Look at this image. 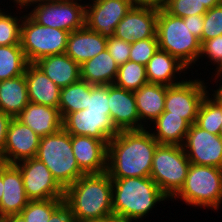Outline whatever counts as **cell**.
<instances>
[{
    "label": "cell",
    "mask_w": 222,
    "mask_h": 222,
    "mask_svg": "<svg viewBox=\"0 0 222 222\" xmlns=\"http://www.w3.org/2000/svg\"><path fill=\"white\" fill-rule=\"evenodd\" d=\"M146 129L121 130L109 141L106 172L111 179L150 177L159 143Z\"/></svg>",
    "instance_id": "obj_1"
},
{
    "label": "cell",
    "mask_w": 222,
    "mask_h": 222,
    "mask_svg": "<svg viewBox=\"0 0 222 222\" xmlns=\"http://www.w3.org/2000/svg\"><path fill=\"white\" fill-rule=\"evenodd\" d=\"M64 201L76 222L113 217L112 180L107 172L84 174L65 189Z\"/></svg>",
    "instance_id": "obj_2"
},
{
    "label": "cell",
    "mask_w": 222,
    "mask_h": 222,
    "mask_svg": "<svg viewBox=\"0 0 222 222\" xmlns=\"http://www.w3.org/2000/svg\"><path fill=\"white\" fill-rule=\"evenodd\" d=\"M111 180L113 216L120 222H138L148 216L156 204L170 200L150 177Z\"/></svg>",
    "instance_id": "obj_3"
},
{
    "label": "cell",
    "mask_w": 222,
    "mask_h": 222,
    "mask_svg": "<svg viewBox=\"0 0 222 222\" xmlns=\"http://www.w3.org/2000/svg\"><path fill=\"white\" fill-rule=\"evenodd\" d=\"M156 36L159 49L176 57L188 70L198 62L200 40L190 32L183 18L170 15L162 7L158 8Z\"/></svg>",
    "instance_id": "obj_4"
},
{
    "label": "cell",
    "mask_w": 222,
    "mask_h": 222,
    "mask_svg": "<svg viewBox=\"0 0 222 222\" xmlns=\"http://www.w3.org/2000/svg\"><path fill=\"white\" fill-rule=\"evenodd\" d=\"M36 158L64 189L84 175L73 154L71 135L64 128L40 138Z\"/></svg>",
    "instance_id": "obj_5"
},
{
    "label": "cell",
    "mask_w": 222,
    "mask_h": 222,
    "mask_svg": "<svg viewBox=\"0 0 222 222\" xmlns=\"http://www.w3.org/2000/svg\"><path fill=\"white\" fill-rule=\"evenodd\" d=\"M188 206L219 210L222 204V169L219 167L190 164L180 191L172 198Z\"/></svg>",
    "instance_id": "obj_6"
},
{
    "label": "cell",
    "mask_w": 222,
    "mask_h": 222,
    "mask_svg": "<svg viewBox=\"0 0 222 222\" xmlns=\"http://www.w3.org/2000/svg\"><path fill=\"white\" fill-rule=\"evenodd\" d=\"M190 164L182 146L159 144L154 153L150 178L172 200L182 188Z\"/></svg>",
    "instance_id": "obj_7"
},
{
    "label": "cell",
    "mask_w": 222,
    "mask_h": 222,
    "mask_svg": "<svg viewBox=\"0 0 222 222\" xmlns=\"http://www.w3.org/2000/svg\"><path fill=\"white\" fill-rule=\"evenodd\" d=\"M21 24L20 45L29 63L66 52L68 31L40 25L28 14Z\"/></svg>",
    "instance_id": "obj_8"
},
{
    "label": "cell",
    "mask_w": 222,
    "mask_h": 222,
    "mask_svg": "<svg viewBox=\"0 0 222 222\" xmlns=\"http://www.w3.org/2000/svg\"><path fill=\"white\" fill-rule=\"evenodd\" d=\"M78 1L82 0H49L27 14L40 25L73 32L85 26V5Z\"/></svg>",
    "instance_id": "obj_9"
},
{
    "label": "cell",
    "mask_w": 222,
    "mask_h": 222,
    "mask_svg": "<svg viewBox=\"0 0 222 222\" xmlns=\"http://www.w3.org/2000/svg\"><path fill=\"white\" fill-rule=\"evenodd\" d=\"M187 80L167 86L164 112L181 116L192 125L196 122L201 103L209 91L204 80L196 78Z\"/></svg>",
    "instance_id": "obj_10"
},
{
    "label": "cell",
    "mask_w": 222,
    "mask_h": 222,
    "mask_svg": "<svg viewBox=\"0 0 222 222\" xmlns=\"http://www.w3.org/2000/svg\"><path fill=\"white\" fill-rule=\"evenodd\" d=\"M21 172L25 193L30 201L64 198L65 189L45 164L36 157L14 164Z\"/></svg>",
    "instance_id": "obj_11"
},
{
    "label": "cell",
    "mask_w": 222,
    "mask_h": 222,
    "mask_svg": "<svg viewBox=\"0 0 222 222\" xmlns=\"http://www.w3.org/2000/svg\"><path fill=\"white\" fill-rule=\"evenodd\" d=\"M191 164L222 169V137L201 129L195 123L185 136L182 145Z\"/></svg>",
    "instance_id": "obj_12"
},
{
    "label": "cell",
    "mask_w": 222,
    "mask_h": 222,
    "mask_svg": "<svg viewBox=\"0 0 222 222\" xmlns=\"http://www.w3.org/2000/svg\"><path fill=\"white\" fill-rule=\"evenodd\" d=\"M85 4V26L108 38L115 34L117 24L134 6L130 0H91Z\"/></svg>",
    "instance_id": "obj_13"
},
{
    "label": "cell",
    "mask_w": 222,
    "mask_h": 222,
    "mask_svg": "<svg viewBox=\"0 0 222 222\" xmlns=\"http://www.w3.org/2000/svg\"><path fill=\"white\" fill-rule=\"evenodd\" d=\"M63 128L70 135H85L102 141H110L120 132L110 115L88 109L69 113L63 119Z\"/></svg>",
    "instance_id": "obj_14"
},
{
    "label": "cell",
    "mask_w": 222,
    "mask_h": 222,
    "mask_svg": "<svg viewBox=\"0 0 222 222\" xmlns=\"http://www.w3.org/2000/svg\"><path fill=\"white\" fill-rule=\"evenodd\" d=\"M40 138L30 127L17 118H12L3 151L0 153L1 163L16 164L36 157Z\"/></svg>",
    "instance_id": "obj_15"
},
{
    "label": "cell",
    "mask_w": 222,
    "mask_h": 222,
    "mask_svg": "<svg viewBox=\"0 0 222 222\" xmlns=\"http://www.w3.org/2000/svg\"><path fill=\"white\" fill-rule=\"evenodd\" d=\"M157 15V7L133 6L117 24L114 36L129 43L157 38Z\"/></svg>",
    "instance_id": "obj_16"
},
{
    "label": "cell",
    "mask_w": 222,
    "mask_h": 222,
    "mask_svg": "<svg viewBox=\"0 0 222 222\" xmlns=\"http://www.w3.org/2000/svg\"><path fill=\"white\" fill-rule=\"evenodd\" d=\"M109 141L85 135H71L73 154L84 174H100L107 171Z\"/></svg>",
    "instance_id": "obj_17"
},
{
    "label": "cell",
    "mask_w": 222,
    "mask_h": 222,
    "mask_svg": "<svg viewBox=\"0 0 222 222\" xmlns=\"http://www.w3.org/2000/svg\"><path fill=\"white\" fill-rule=\"evenodd\" d=\"M110 117L115 127L121 130H140V118L133 91L108 85Z\"/></svg>",
    "instance_id": "obj_18"
},
{
    "label": "cell",
    "mask_w": 222,
    "mask_h": 222,
    "mask_svg": "<svg viewBox=\"0 0 222 222\" xmlns=\"http://www.w3.org/2000/svg\"><path fill=\"white\" fill-rule=\"evenodd\" d=\"M3 195L0 200V218L9 214H20L30 201L20 170L14 164L3 163Z\"/></svg>",
    "instance_id": "obj_19"
},
{
    "label": "cell",
    "mask_w": 222,
    "mask_h": 222,
    "mask_svg": "<svg viewBox=\"0 0 222 222\" xmlns=\"http://www.w3.org/2000/svg\"><path fill=\"white\" fill-rule=\"evenodd\" d=\"M38 136L54 134L63 128V118L58 108L29 102L16 117Z\"/></svg>",
    "instance_id": "obj_20"
},
{
    "label": "cell",
    "mask_w": 222,
    "mask_h": 222,
    "mask_svg": "<svg viewBox=\"0 0 222 222\" xmlns=\"http://www.w3.org/2000/svg\"><path fill=\"white\" fill-rule=\"evenodd\" d=\"M29 102L58 108L60 90L40 68L29 63L25 70Z\"/></svg>",
    "instance_id": "obj_21"
},
{
    "label": "cell",
    "mask_w": 222,
    "mask_h": 222,
    "mask_svg": "<svg viewBox=\"0 0 222 222\" xmlns=\"http://www.w3.org/2000/svg\"><path fill=\"white\" fill-rule=\"evenodd\" d=\"M107 48V38L86 26L69 33L66 54L81 65Z\"/></svg>",
    "instance_id": "obj_22"
},
{
    "label": "cell",
    "mask_w": 222,
    "mask_h": 222,
    "mask_svg": "<svg viewBox=\"0 0 222 222\" xmlns=\"http://www.w3.org/2000/svg\"><path fill=\"white\" fill-rule=\"evenodd\" d=\"M187 69L176 57L158 49L146 65V77L151 84L173 86L184 81H178L176 74L181 78V73H186Z\"/></svg>",
    "instance_id": "obj_23"
},
{
    "label": "cell",
    "mask_w": 222,
    "mask_h": 222,
    "mask_svg": "<svg viewBox=\"0 0 222 222\" xmlns=\"http://www.w3.org/2000/svg\"><path fill=\"white\" fill-rule=\"evenodd\" d=\"M166 90L167 86L148 83L134 91L140 129L148 128V120L152 123L164 112Z\"/></svg>",
    "instance_id": "obj_24"
},
{
    "label": "cell",
    "mask_w": 222,
    "mask_h": 222,
    "mask_svg": "<svg viewBox=\"0 0 222 222\" xmlns=\"http://www.w3.org/2000/svg\"><path fill=\"white\" fill-rule=\"evenodd\" d=\"M34 64L61 89L81 79L80 65L66 53L43 57Z\"/></svg>",
    "instance_id": "obj_25"
},
{
    "label": "cell",
    "mask_w": 222,
    "mask_h": 222,
    "mask_svg": "<svg viewBox=\"0 0 222 222\" xmlns=\"http://www.w3.org/2000/svg\"><path fill=\"white\" fill-rule=\"evenodd\" d=\"M118 67L106 49L80 65V77L91 85H112L116 80Z\"/></svg>",
    "instance_id": "obj_26"
},
{
    "label": "cell",
    "mask_w": 222,
    "mask_h": 222,
    "mask_svg": "<svg viewBox=\"0 0 222 222\" xmlns=\"http://www.w3.org/2000/svg\"><path fill=\"white\" fill-rule=\"evenodd\" d=\"M29 103L25 75L0 81V111L16 118Z\"/></svg>",
    "instance_id": "obj_27"
},
{
    "label": "cell",
    "mask_w": 222,
    "mask_h": 222,
    "mask_svg": "<svg viewBox=\"0 0 222 222\" xmlns=\"http://www.w3.org/2000/svg\"><path fill=\"white\" fill-rule=\"evenodd\" d=\"M152 126L155 131L151 134L159 144L182 146L185 136L190 128V124L181 116L169 115V112H163ZM157 131V132H156Z\"/></svg>",
    "instance_id": "obj_28"
},
{
    "label": "cell",
    "mask_w": 222,
    "mask_h": 222,
    "mask_svg": "<svg viewBox=\"0 0 222 222\" xmlns=\"http://www.w3.org/2000/svg\"><path fill=\"white\" fill-rule=\"evenodd\" d=\"M28 64L21 45H0V81L23 75Z\"/></svg>",
    "instance_id": "obj_29"
},
{
    "label": "cell",
    "mask_w": 222,
    "mask_h": 222,
    "mask_svg": "<svg viewBox=\"0 0 222 222\" xmlns=\"http://www.w3.org/2000/svg\"><path fill=\"white\" fill-rule=\"evenodd\" d=\"M88 82L79 80L60 90L58 109L64 119L69 113L87 109Z\"/></svg>",
    "instance_id": "obj_30"
},
{
    "label": "cell",
    "mask_w": 222,
    "mask_h": 222,
    "mask_svg": "<svg viewBox=\"0 0 222 222\" xmlns=\"http://www.w3.org/2000/svg\"><path fill=\"white\" fill-rule=\"evenodd\" d=\"M148 83L146 66L132 61L119 65L115 86L134 92Z\"/></svg>",
    "instance_id": "obj_31"
},
{
    "label": "cell",
    "mask_w": 222,
    "mask_h": 222,
    "mask_svg": "<svg viewBox=\"0 0 222 222\" xmlns=\"http://www.w3.org/2000/svg\"><path fill=\"white\" fill-rule=\"evenodd\" d=\"M203 99L195 124L211 134L219 135L222 124V105L210 96Z\"/></svg>",
    "instance_id": "obj_32"
},
{
    "label": "cell",
    "mask_w": 222,
    "mask_h": 222,
    "mask_svg": "<svg viewBox=\"0 0 222 222\" xmlns=\"http://www.w3.org/2000/svg\"><path fill=\"white\" fill-rule=\"evenodd\" d=\"M64 198L29 201L20 215L25 222H48L51 215L64 203Z\"/></svg>",
    "instance_id": "obj_33"
},
{
    "label": "cell",
    "mask_w": 222,
    "mask_h": 222,
    "mask_svg": "<svg viewBox=\"0 0 222 222\" xmlns=\"http://www.w3.org/2000/svg\"><path fill=\"white\" fill-rule=\"evenodd\" d=\"M0 8V45H20L21 24L24 15L18 17Z\"/></svg>",
    "instance_id": "obj_34"
},
{
    "label": "cell",
    "mask_w": 222,
    "mask_h": 222,
    "mask_svg": "<svg viewBox=\"0 0 222 222\" xmlns=\"http://www.w3.org/2000/svg\"><path fill=\"white\" fill-rule=\"evenodd\" d=\"M161 7L170 15L181 18L204 15L208 10L198 0H164Z\"/></svg>",
    "instance_id": "obj_35"
},
{
    "label": "cell",
    "mask_w": 222,
    "mask_h": 222,
    "mask_svg": "<svg viewBox=\"0 0 222 222\" xmlns=\"http://www.w3.org/2000/svg\"><path fill=\"white\" fill-rule=\"evenodd\" d=\"M159 49L157 38H146L131 43L129 61L147 65L148 61Z\"/></svg>",
    "instance_id": "obj_36"
},
{
    "label": "cell",
    "mask_w": 222,
    "mask_h": 222,
    "mask_svg": "<svg viewBox=\"0 0 222 222\" xmlns=\"http://www.w3.org/2000/svg\"><path fill=\"white\" fill-rule=\"evenodd\" d=\"M203 21L202 42L222 35V4L208 9Z\"/></svg>",
    "instance_id": "obj_37"
},
{
    "label": "cell",
    "mask_w": 222,
    "mask_h": 222,
    "mask_svg": "<svg viewBox=\"0 0 222 222\" xmlns=\"http://www.w3.org/2000/svg\"><path fill=\"white\" fill-rule=\"evenodd\" d=\"M108 85H91L88 83V111L105 112L110 115Z\"/></svg>",
    "instance_id": "obj_38"
},
{
    "label": "cell",
    "mask_w": 222,
    "mask_h": 222,
    "mask_svg": "<svg viewBox=\"0 0 222 222\" xmlns=\"http://www.w3.org/2000/svg\"><path fill=\"white\" fill-rule=\"evenodd\" d=\"M203 57L209 58L210 61L208 62L212 61L213 66L214 64L217 65L215 73L222 72V35L201 43V51L198 59Z\"/></svg>",
    "instance_id": "obj_39"
},
{
    "label": "cell",
    "mask_w": 222,
    "mask_h": 222,
    "mask_svg": "<svg viewBox=\"0 0 222 222\" xmlns=\"http://www.w3.org/2000/svg\"><path fill=\"white\" fill-rule=\"evenodd\" d=\"M106 49L118 65L124 64L129 61L131 43L112 36L107 38Z\"/></svg>",
    "instance_id": "obj_40"
},
{
    "label": "cell",
    "mask_w": 222,
    "mask_h": 222,
    "mask_svg": "<svg viewBox=\"0 0 222 222\" xmlns=\"http://www.w3.org/2000/svg\"><path fill=\"white\" fill-rule=\"evenodd\" d=\"M185 25H188L190 32L202 43V32L204 24V15H191L183 18Z\"/></svg>",
    "instance_id": "obj_41"
},
{
    "label": "cell",
    "mask_w": 222,
    "mask_h": 222,
    "mask_svg": "<svg viewBox=\"0 0 222 222\" xmlns=\"http://www.w3.org/2000/svg\"><path fill=\"white\" fill-rule=\"evenodd\" d=\"M48 222H76L70 207L64 202L52 215Z\"/></svg>",
    "instance_id": "obj_42"
},
{
    "label": "cell",
    "mask_w": 222,
    "mask_h": 222,
    "mask_svg": "<svg viewBox=\"0 0 222 222\" xmlns=\"http://www.w3.org/2000/svg\"><path fill=\"white\" fill-rule=\"evenodd\" d=\"M12 117L0 111V153L3 151L6 141V134Z\"/></svg>",
    "instance_id": "obj_43"
},
{
    "label": "cell",
    "mask_w": 222,
    "mask_h": 222,
    "mask_svg": "<svg viewBox=\"0 0 222 222\" xmlns=\"http://www.w3.org/2000/svg\"><path fill=\"white\" fill-rule=\"evenodd\" d=\"M134 6H154L161 7L164 0H130Z\"/></svg>",
    "instance_id": "obj_44"
},
{
    "label": "cell",
    "mask_w": 222,
    "mask_h": 222,
    "mask_svg": "<svg viewBox=\"0 0 222 222\" xmlns=\"http://www.w3.org/2000/svg\"><path fill=\"white\" fill-rule=\"evenodd\" d=\"M46 1H49V0H13V2L17 4V6L19 5L20 9H23V8L27 9L28 6L31 7L33 6V4L37 5L39 4V2L43 3Z\"/></svg>",
    "instance_id": "obj_45"
},
{
    "label": "cell",
    "mask_w": 222,
    "mask_h": 222,
    "mask_svg": "<svg viewBox=\"0 0 222 222\" xmlns=\"http://www.w3.org/2000/svg\"><path fill=\"white\" fill-rule=\"evenodd\" d=\"M0 222H25L20 214H9L0 218Z\"/></svg>",
    "instance_id": "obj_46"
},
{
    "label": "cell",
    "mask_w": 222,
    "mask_h": 222,
    "mask_svg": "<svg viewBox=\"0 0 222 222\" xmlns=\"http://www.w3.org/2000/svg\"><path fill=\"white\" fill-rule=\"evenodd\" d=\"M212 92L214 93H210L209 95L213 96L212 98L215 99L220 105H222V82L219 83V86L216 90L213 91L212 89Z\"/></svg>",
    "instance_id": "obj_47"
},
{
    "label": "cell",
    "mask_w": 222,
    "mask_h": 222,
    "mask_svg": "<svg viewBox=\"0 0 222 222\" xmlns=\"http://www.w3.org/2000/svg\"><path fill=\"white\" fill-rule=\"evenodd\" d=\"M201 4H204V6L207 9H211L212 7L218 6L222 4V0H198Z\"/></svg>",
    "instance_id": "obj_48"
},
{
    "label": "cell",
    "mask_w": 222,
    "mask_h": 222,
    "mask_svg": "<svg viewBox=\"0 0 222 222\" xmlns=\"http://www.w3.org/2000/svg\"><path fill=\"white\" fill-rule=\"evenodd\" d=\"M80 222H120V221L113 216V217H108L101 220H86V221H80Z\"/></svg>",
    "instance_id": "obj_49"
},
{
    "label": "cell",
    "mask_w": 222,
    "mask_h": 222,
    "mask_svg": "<svg viewBox=\"0 0 222 222\" xmlns=\"http://www.w3.org/2000/svg\"><path fill=\"white\" fill-rule=\"evenodd\" d=\"M3 163H0V200L3 195Z\"/></svg>",
    "instance_id": "obj_50"
},
{
    "label": "cell",
    "mask_w": 222,
    "mask_h": 222,
    "mask_svg": "<svg viewBox=\"0 0 222 222\" xmlns=\"http://www.w3.org/2000/svg\"><path fill=\"white\" fill-rule=\"evenodd\" d=\"M215 75V81H217V82H215V83H219L218 82V78H219V80H220V82H221V80H222V72H217V73H215L214 74ZM221 78V79H220Z\"/></svg>",
    "instance_id": "obj_51"
},
{
    "label": "cell",
    "mask_w": 222,
    "mask_h": 222,
    "mask_svg": "<svg viewBox=\"0 0 222 222\" xmlns=\"http://www.w3.org/2000/svg\"><path fill=\"white\" fill-rule=\"evenodd\" d=\"M219 135L222 137V124L220 125V133Z\"/></svg>",
    "instance_id": "obj_52"
}]
</instances>
